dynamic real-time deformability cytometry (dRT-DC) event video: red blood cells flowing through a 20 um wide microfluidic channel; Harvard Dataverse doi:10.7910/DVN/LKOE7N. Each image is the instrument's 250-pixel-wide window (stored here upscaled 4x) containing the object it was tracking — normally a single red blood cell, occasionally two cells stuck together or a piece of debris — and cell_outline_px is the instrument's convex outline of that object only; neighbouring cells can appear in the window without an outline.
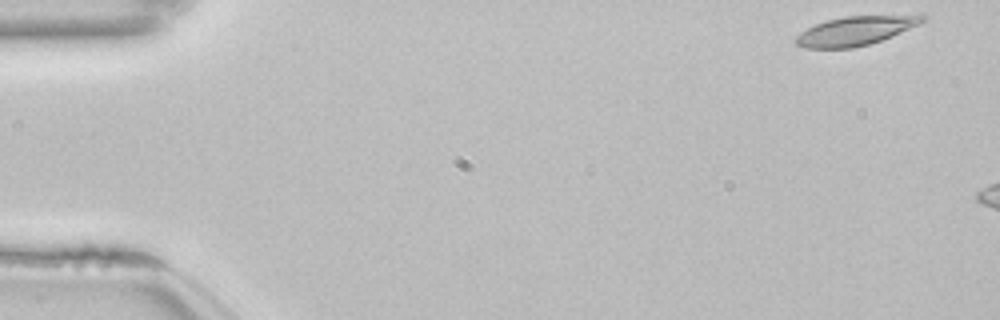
{"species": "common noctule bat (a hibernating species)", "species_latin": "Nyctalus noctula", "temperature_condition": "room temperature", "stored_images_in_passage": 7, "camera_frame_rate_fps": 3000, "um_per_image_px": 0.085, "animal": {"sex": "female", "body_mass_g": 22.7, "forearm_length_mm": 54.2}, "frame": {"image": 1, "passage_image": 1, "time_ms": 0.0, "image_size_px": [1000, 320], "cell_outline_px": [[924, 20], [920, 24], [892, 36], [868, 44], [852, 48], [804, 48], [796, 44], [792, 40], [800, 32], [816, 24], [828, 20], [844, 16], [920, 12], [924, 16]], "centroid_in_image_um": [72.8, 2.57], "position_along_channel_um": 12.2, "area_um2": 22.08}}